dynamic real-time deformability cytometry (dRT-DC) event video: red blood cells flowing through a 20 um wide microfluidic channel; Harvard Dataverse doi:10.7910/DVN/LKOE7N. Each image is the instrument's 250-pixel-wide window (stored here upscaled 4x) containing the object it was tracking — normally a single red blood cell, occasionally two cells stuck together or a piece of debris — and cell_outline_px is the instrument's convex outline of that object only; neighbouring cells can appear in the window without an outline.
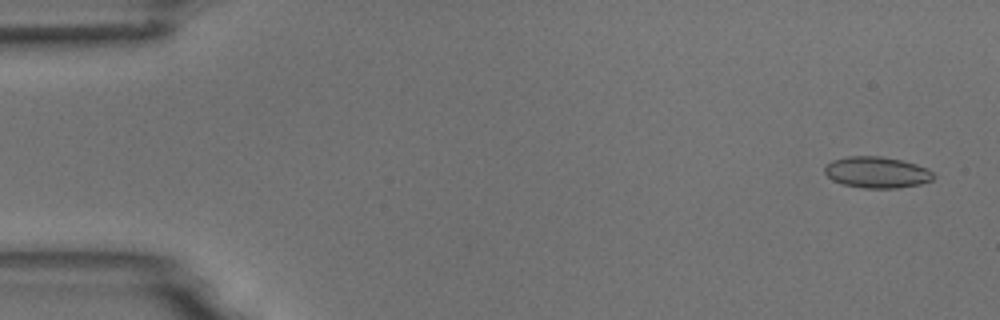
{"species": "common noctule bat (a hibernating species)", "species_latin": "Nyctalus noctula", "temperature_condition": "room temperature", "stored_images_in_passage": 2, "camera_frame_rate_fps": 3000, "um_per_image_px": 0.085, "animal": {"sex": "male", "body_mass_g": 18.8}, "frame": {"image": 1, "passage_image": 2, "time_ms": 1.333, "image_size_px": [1000, 320], "cell_outline_px": [[936, 176], [932, 180], [920, 184], [896, 188], [864, 188], [844, 184], [832, 180], [824, 172], [824, 168], [832, 160], [848, 156], [880, 156], [900, 160], [916, 164], [928, 168]], "centroid_in_image_um": [74.55, 14.65], "position_along_channel_um": 10.5, "area_um2": 19.77}}